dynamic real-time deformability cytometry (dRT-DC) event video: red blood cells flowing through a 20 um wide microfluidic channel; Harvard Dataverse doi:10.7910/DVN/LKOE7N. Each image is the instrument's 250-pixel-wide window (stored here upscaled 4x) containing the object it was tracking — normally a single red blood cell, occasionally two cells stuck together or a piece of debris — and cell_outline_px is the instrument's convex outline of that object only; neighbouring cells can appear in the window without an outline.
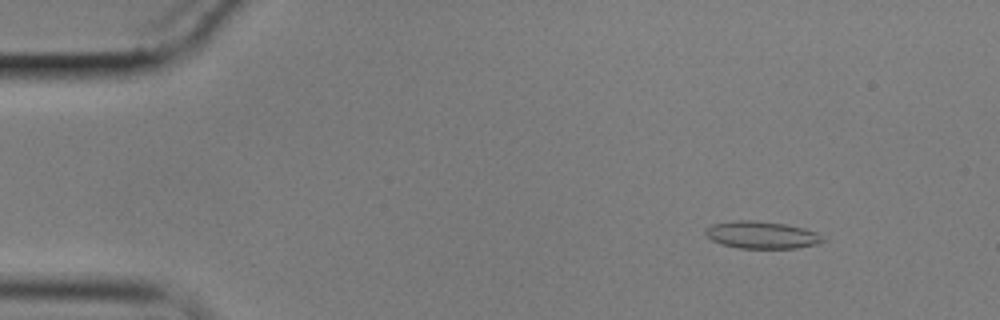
{"species": "common noctule bat (a hibernating species)", "species_latin": "Nyctalus noctula", "temperature_condition": "cold", "stored_images_in_passage": 58, "camera_frame_rate_fps": 3000, "um_per_image_px": 0.085, "animal": {"sex": "male", "body_mass_g": 17.9}, "frame": {"image": 1, "passage_image": 7, "time_ms": 2.0, "image_size_px": [1000, 320], "cell_outline_px": [[828, 240], [816, 244], [796, 248], [740, 248], [720, 244], [712, 240], [704, 232], [704, 228], [712, 224], [740, 220], [752, 220], [784, 224], [804, 228], [816, 232], [824, 236]], "centroid_in_image_um": [64.76, 19.97], "position_along_channel_um": 20.2, "area_um2": 18.67}}
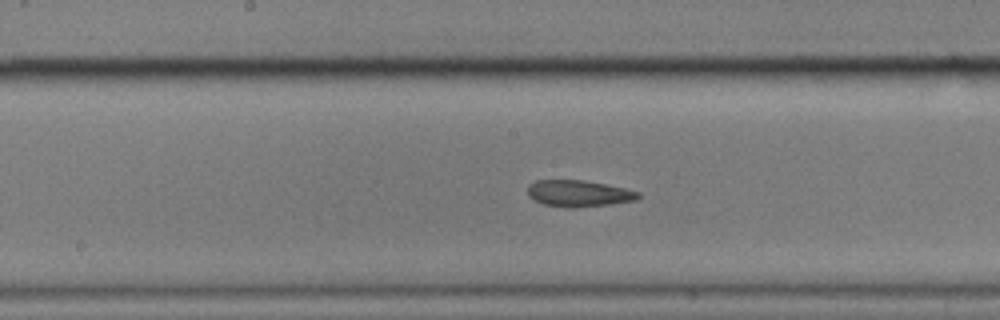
{"frame": {"image": 2, "passage_image": 30, "time_ms": 9.667, "image_size_px": [1000, 320], "cell_outline_px": [[640, 196], [636, 200], [608, 204], [572, 208], [568, 208], [544, 204], [532, 200], [528, 196], [528, 184], [536, 180], [584, 180], [624, 188], [640, 192]], "centroid_in_image_um": [49.14, 16.44], "position_along_channel_um": 199.1, "area_um2": 17.05}}
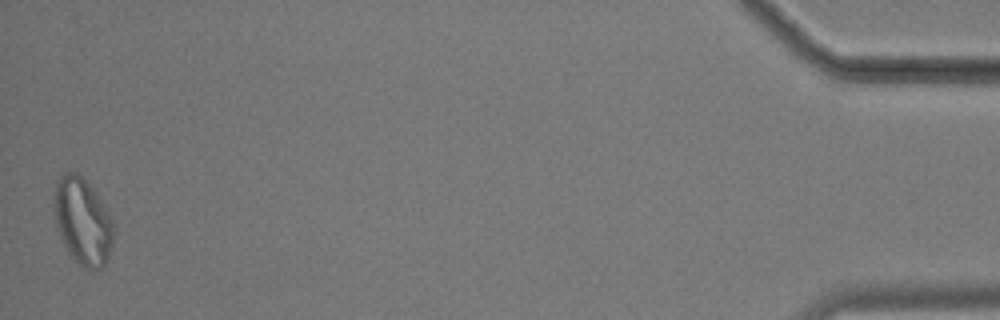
{"frame": {"image": 3, "passage_image": 58, "time_ms": 19.0, "image_size_px": [1000, 320], "cell_outline_px": [[112, 244], [108, 256], [104, 264], [100, 268], [84, 268], [68, 252], [56, 228], [52, 200], [56, 180], [64, 172], [76, 172], [96, 192], [108, 212], [112, 220]], "centroid_in_image_um": [6.97, 18.76], "position_along_channel_um": 428.2, "area_um2": 29.82}, "authors_computed_cell_mechanics": {"area_um2": 18.3515, "velocity_mm_per_s": 3.4138, "shape_relaxation_time_tau1_ms": null, "shape_relaxation_time_tau2_ms": 6.1149, "deformation_change_tau1": null, "deformation_change_tau2": 0.1365}}